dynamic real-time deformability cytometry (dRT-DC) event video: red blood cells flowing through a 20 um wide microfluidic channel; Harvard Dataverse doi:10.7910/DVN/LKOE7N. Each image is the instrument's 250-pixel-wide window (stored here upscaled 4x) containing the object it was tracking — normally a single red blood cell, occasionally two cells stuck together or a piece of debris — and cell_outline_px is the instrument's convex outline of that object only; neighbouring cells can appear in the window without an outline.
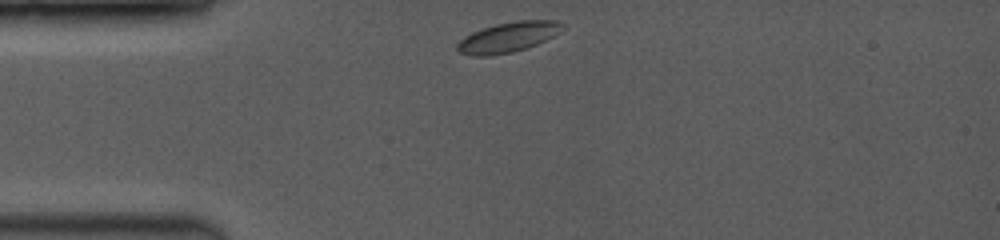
{"species": "common noctule bat (a hibernating species)", "species_latin": "Nyctalus noctula", "temperature_condition": "room temperature", "stored_images_in_passage": 13, "camera_frame_rate_fps": 3500, "um_per_image_px": 0.085, "animal": {"sex": "female", "body_mass_g": 19.0, "forearm_length_mm": 53.3}, "frame": {"image": 1, "passage_image": 1, "time_ms": 0.0, "image_size_px": [1000, 240], "cell_outline_px": [[564, 24], [552, 36], [536, 44], [512, 52], [488, 56], [476, 56], [460, 52], [456, 48], [456, 44], [464, 36], [472, 32], [496, 24], [516, 20], [560, 20]], "centroid_in_image_um": [43.14, 3.15], "position_along_channel_um": 41.9, "area_um2": 18.15}}
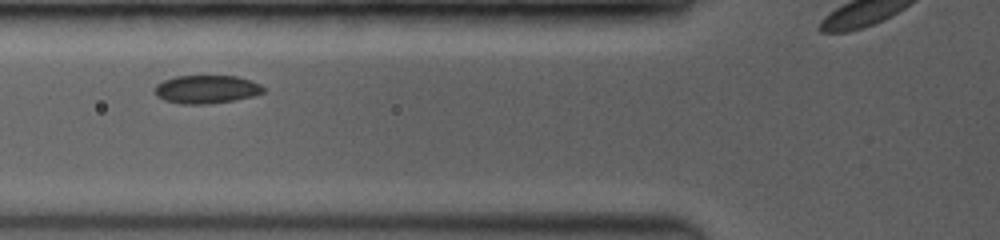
{"frame": {"image": 2, "passage_image": 7, "time_ms": 2.286, "image_size_px": [1000, 240], "cell_outline_px": [[264, 92], [252, 96], [236, 100], [208, 104], [180, 104], [164, 100], [156, 96], [156, 84], [164, 80], [176, 76], [236, 76], [260, 84], [264, 88]], "centroid_in_image_um": [17.54, 7.6], "position_along_channel_um": 108.3, "area_um2": 17.8}}
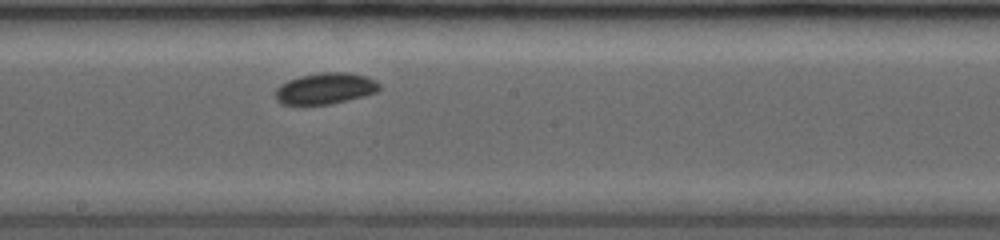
{"frame": {"image": 3, "passage_image": 13, "time_ms": 5.143, "image_size_px": [1000, 240], "cell_outline_px": [[380, 88], [376, 92], [364, 96], [348, 100], [328, 104], [280, 104], [276, 100], [276, 88], [280, 84], [288, 80], [300, 76], [328, 72], [348, 72], [364, 76], [376, 80], [380, 84]], "centroid_in_image_um": [27.65, 7.52], "position_along_channel_um": 220.5, "area_um2": 18.79}}